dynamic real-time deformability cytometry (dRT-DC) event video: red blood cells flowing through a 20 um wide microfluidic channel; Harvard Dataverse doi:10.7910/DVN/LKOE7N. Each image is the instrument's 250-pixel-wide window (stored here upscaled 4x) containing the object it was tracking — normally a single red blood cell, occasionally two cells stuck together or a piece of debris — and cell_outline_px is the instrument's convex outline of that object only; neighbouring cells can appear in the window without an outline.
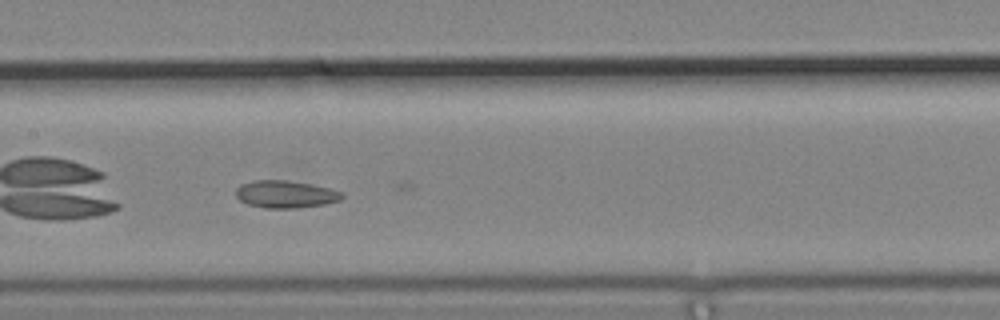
{"species": "common noctule bat (a hibernating species)", "species_latin": "Nyctalus noctula", "temperature_condition": "cold", "stored_images_in_passage": 27, "camera_frame_rate_fps": 3000, "um_per_image_px": 0.085, "animal": {"sex": "male", "body_mass_g": 19.2, "forearm_length_mm": 51.8}, "frame": {"image": 1, "passage_image": 22, "time_ms": 7.0, "image_size_px": [1000, 320], "cell_outline_px": [[344, 196], [340, 200], [324, 204], [296, 208], [264, 208], [248, 204], [240, 200], [236, 196], [236, 188], [240, 184], [252, 180], [284, 180], [308, 184], [328, 188], [344, 192]], "centroid_in_image_um": [24.24, 16.51], "position_along_channel_um": 183.2, "area_um2": 16.88}}
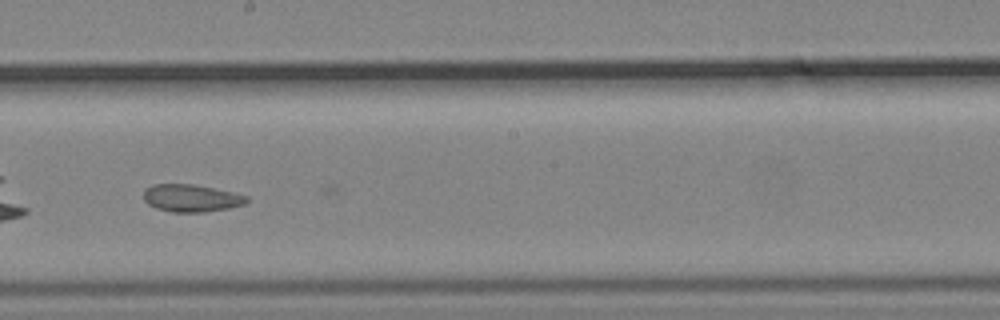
{"frame": {"image": 2, "passage_image": 26, "time_ms": 8.333, "image_size_px": [1000, 320], "cell_outline_px": [[248, 200], [244, 204], [228, 208], [204, 212], [172, 212], [156, 208], [148, 204], [144, 200], [144, 188], [152, 184], [192, 184], [232, 192], [248, 196]], "centroid_in_image_um": [16.22, 16.84], "position_along_channel_um": 232.0, "area_um2": 16.42}}